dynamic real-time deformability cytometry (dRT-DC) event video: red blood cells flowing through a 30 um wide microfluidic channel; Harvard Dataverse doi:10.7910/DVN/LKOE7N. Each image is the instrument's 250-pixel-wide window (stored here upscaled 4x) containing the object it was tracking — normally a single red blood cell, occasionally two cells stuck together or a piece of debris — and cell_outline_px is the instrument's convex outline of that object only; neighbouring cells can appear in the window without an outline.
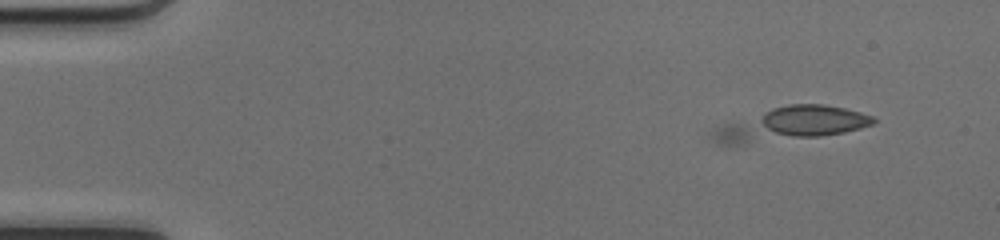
{"species": "common noctule bat (a hibernating species)", "species_latin": "Nyctalus noctula", "temperature_condition": "cold", "stored_images_in_passage": 17, "camera_frame_rate_fps": 3000, "um_per_image_px": 0.085, "animal": {"sex": "female", "body_mass_g": 17.0, "forearm_length_mm": 48.0}, "frame": {"image": 1, "passage_image": 17, "time_ms": 5.333, "image_size_px": [1000, 240], "cell_outline_px": [[876, 120], [872, 124], [860, 128], [844, 132], [820, 136], [744, 144], [716, 144], [712, 136], [712, 132], [716, 128], [772, 108], [788, 104], [824, 104], [844, 108], [860, 112], [872, 116]], "centroid_in_image_um": [67.27, 10.55], "position_along_channel_um": 17.7, "area_um2": 30.63}}